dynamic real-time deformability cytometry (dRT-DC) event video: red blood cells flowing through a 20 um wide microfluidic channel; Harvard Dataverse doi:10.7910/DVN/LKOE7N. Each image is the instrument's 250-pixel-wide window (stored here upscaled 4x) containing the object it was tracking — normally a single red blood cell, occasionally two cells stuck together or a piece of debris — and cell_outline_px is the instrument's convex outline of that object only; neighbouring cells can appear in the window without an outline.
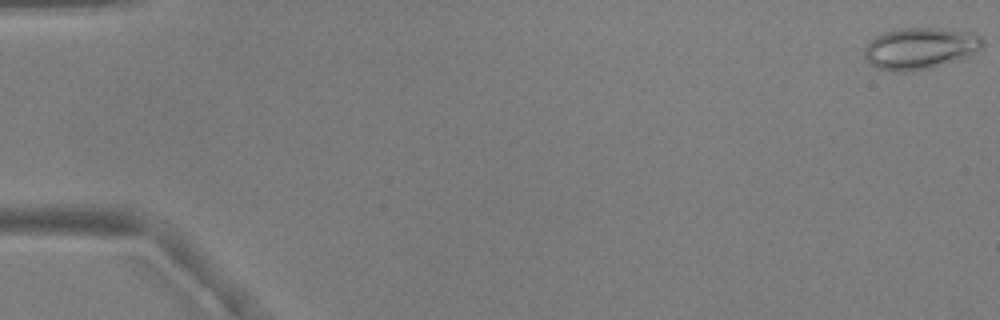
{"species": "common noctule bat (a hibernating species)", "species_latin": "Nyctalus noctula", "temperature_condition": "warm", "stored_images_in_passage": 54, "camera_frame_rate_fps": 3000, "um_per_image_px": 0.085, "animal": {"sex": "male", "body_mass_g": 17.9, "forearm_length_mm": 54.2}, "frame": {"image": 1, "passage_image": 1, "time_ms": 0.0, "image_size_px": [1000, 320], "cell_outline_px": [[984, 44], [980, 48], [968, 56], [956, 60], [928, 68], [900, 72], [892, 72], [876, 68], [864, 56], [864, 48], [876, 36], [884, 32], [904, 28], [940, 28], [976, 32], [984, 36]], "centroid_in_image_um": [78.25, 4.09], "position_along_channel_um": 6.8, "area_um2": 28.61}}
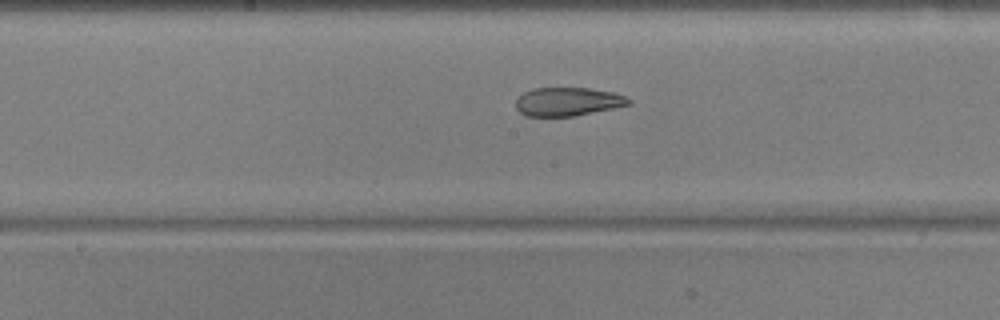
{"frame": {"image": 2, "passage_image": 29, "time_ms": 9.333, "image_size_px": [1000, 320], "cell_outline_px": [[632, 104], [572, 116], [524, 116], [516, 108], [516, 100], [524, 92], [532, 88], [588, 88], [612, 92], [624, 96], [632, 100]], "centroid_in_image_um": [48.24, 8.64], "position_along_channel_um": 200.0, "area_um2": 18.61}}
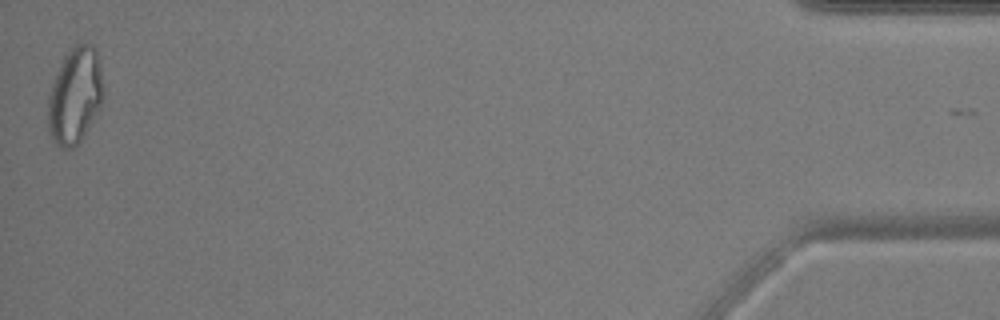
{"frame": {"image": 3, "passage_image": 54, "time_ms": 17.667, "image_size_px": [1000, 320], "cell_outline_px": [[104, 96], [100, 108], [80, 140], [72, 148], [60, 148], [56, 144], [48, 128], [48, 96], [56, 72], [64, 56], [76, 44], [92, 44], [96, 48], [100, 64], [104, 84]], "centroid_in_image_um": [6.39, 8.1], "position_along_channel_um": 428.8, "area_um2": 31.04}, "authors_computed_cell_mechanics": {"area_um2": 23.8714, "velocity_mm_per_s": 3.7812, "shape_relaxation_time_tau1_ms": null, "shape_relaxation_time_tau2_ms": 1.9371, "deformation_change_tau1": null, "deformation_change_tau2": 0.0906}}